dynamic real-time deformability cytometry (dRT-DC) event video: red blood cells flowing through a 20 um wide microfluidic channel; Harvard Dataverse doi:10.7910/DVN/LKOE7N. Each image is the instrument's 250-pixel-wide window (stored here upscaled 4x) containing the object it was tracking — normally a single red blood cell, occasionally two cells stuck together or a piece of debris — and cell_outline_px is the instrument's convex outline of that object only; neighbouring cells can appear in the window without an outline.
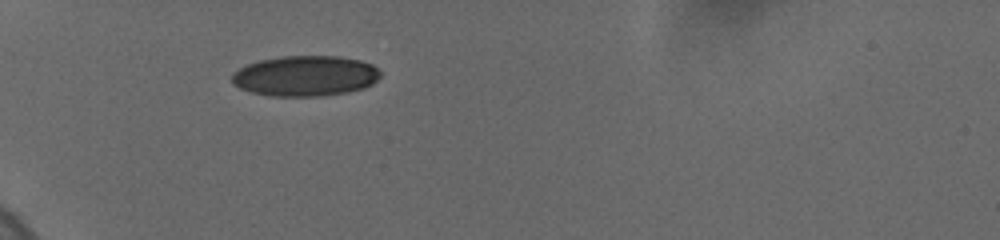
{"species": "human", "species_latin": "Homo sapiens", "temperature_condition": "cold", "stored_images_in_passage": 2, "camera_frame_rate_fps": 3000, "um_per_image_px": 0.085, "donor": {"sex": "female"}, "frame": {"image": 1, "passage_image": 1, "time_ms": 0.0, "image_size_px": [1000, 240], "cell_outline_px": [[380, 76], [372, 84], [364, 88], [348, 92], [320, 96], [268, 96], [252, 92], [240, 88], [232, 84], [232, 72], [248, 64], [260, 60], [280, 56], [336, 56], [360, 60], [372, 64], [380, 72]], "centroid_in_image_um": [25.94, 6.45], "position_along_channel_um": 59.1, "area_um2": 35.08}}